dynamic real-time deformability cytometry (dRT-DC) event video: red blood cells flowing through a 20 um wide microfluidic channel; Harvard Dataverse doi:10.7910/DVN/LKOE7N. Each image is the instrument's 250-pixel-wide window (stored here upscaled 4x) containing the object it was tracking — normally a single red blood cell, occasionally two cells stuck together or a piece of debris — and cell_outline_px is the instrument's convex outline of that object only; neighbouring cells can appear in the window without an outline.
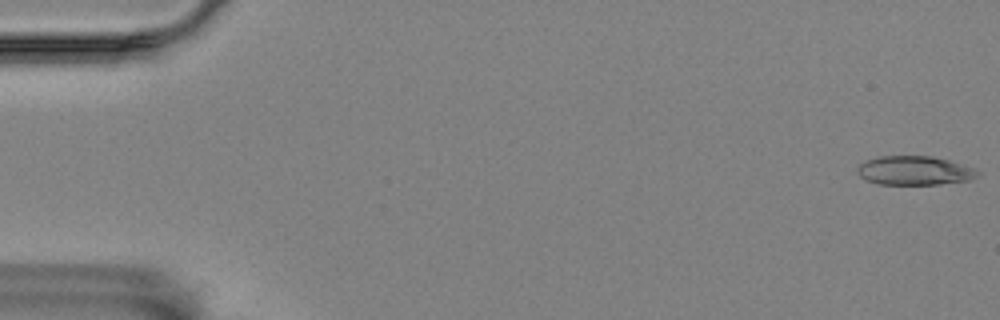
{"species": "Egyptian fruit bat (a non-hibernating species)", "species_latin": "Rousettus aegyptiacus", "temperature_condition": "room temperature", "stored_images_in_passage": 58, "camera_frame_rate_fps": 3000, "um_per_image_px": 0.085, "animal": {"sex": "female"}, "frame": {"image": 1, "passage_image": 1, "time_ms": 0.0, "image_size_px": [1000, 320], "cell_outline_px": [[980, 172], [968, 180], [940, 184], [876, 184], [864, 180], [860, 176], [856, 168], [864, 160], [876, 156], [932, 156], [948, 160], [976, 168]], "centroid_in_image_um": [77.67, 14.49], "position_along_channel_um": 7.3, "area_um2": 20.4}}
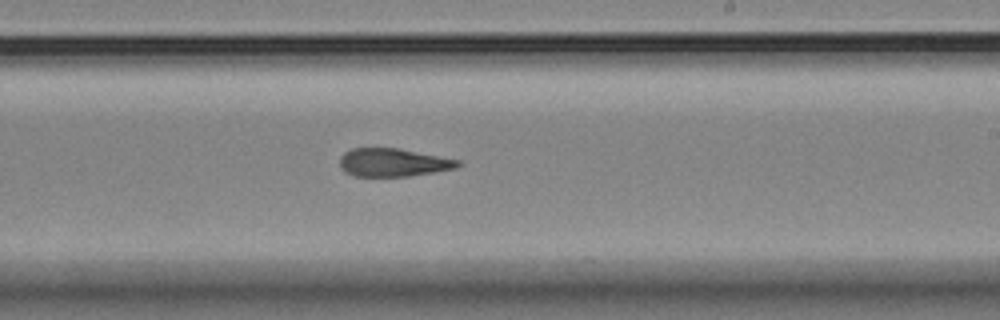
{"frame": {"image": 2, "passage_image": 34, "time_ms": 11.0, "image_size_px": [1000, 320], "cell_outline_px": [[460, 164], [456, 168], [408, 176], [352, 176], [344, 172], [340, 164], [340, 156], [344, 152], [352, 148], [400, 148], [460, 160]], "centroid_in_image_um": [33.38, 13.8], "position_along_channel_um": 255.6, "area_um2": 19.36}}
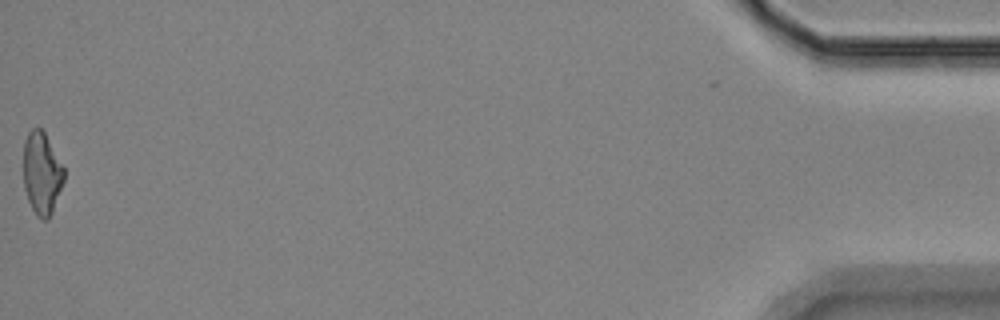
{"frame": {"image": 3, "passage_image": 57, "time_ms": 18.667, "image_size_px": [1000, 320], "cell_outline_px": [[64, 180], [52, 212], [48, 220], [44, 220], [36, 216], [28, 200], [24, 188], [24, 140], [28, 132], [32, 128], [40, 128], [44, 132], [64, 168]], "centroid_in_image_um": [3.54, 14.74], "position_along_channel_um": 431.7, "area_um2": 19.31}, "authors_computed_cell_mechanics": {"area_um2": 20.3456, "velocity_mm_per_s": 3.5155, "shape_relaxation_time_tau1_ms": null, "shape_relaxation_time_tau2_ms": 5.1356, "deformation_change_tau1": null, "deformation_change_tau2": 0.1602}}